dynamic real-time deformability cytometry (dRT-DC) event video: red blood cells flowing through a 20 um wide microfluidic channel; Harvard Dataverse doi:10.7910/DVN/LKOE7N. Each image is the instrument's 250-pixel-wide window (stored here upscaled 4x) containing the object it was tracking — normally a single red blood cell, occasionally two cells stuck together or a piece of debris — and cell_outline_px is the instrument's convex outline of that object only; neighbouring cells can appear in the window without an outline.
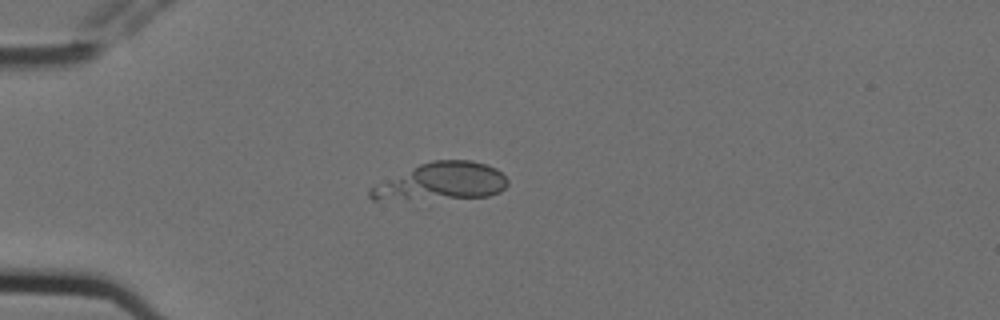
{"species": "Egyptian fruit bat (a non-hibernating species)", "species_latin": "Rousettus aegyptiacus", "temperature_condition": "cold", "stored_images_in_passage": 10, "camera_frame_rate_fps": 3000, "um_per_image_px": 0.085, "animal": {"sex": "female"}, "frame": {"image": 1, "passage_image": 4, "time_ms": 1.0, "image_size_px": [1000, 320], "cell_outline_px": [[508, 184], [500, 192], [488, 196], [408, 200], [372, 200], [368, 196], [368, 192], [372, 188], [420, 164], [432, 160], [472, 160], [496, 168], [508, 180]], "centroid_in_image_um": [37.56, 15.45], "position_along_channel_um": 47.4, "area_um2": 29.54}}
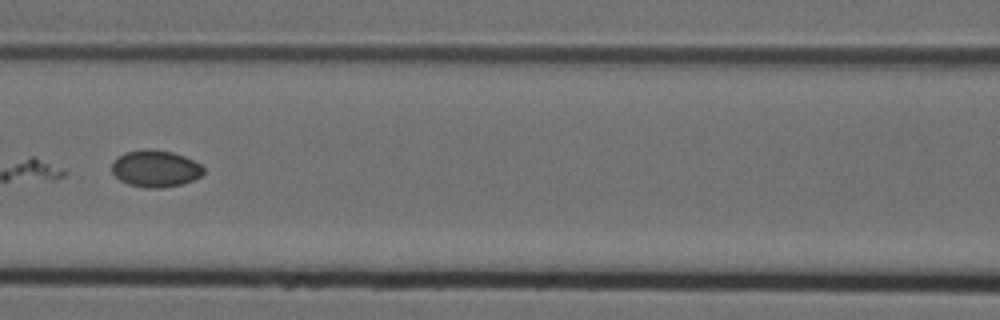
{"frame": {"image": 2, "passage_image": 7, "time_ms": 2.0, "image_size_px": [1000, 320], "cell_outline_px": [[204, 172], [200, 176], [192, 180], [180, 184], [164, 188], [144, 188], [128, 184], [120, 180], [112, 172], [112, 164], [120, 156], [128, 152], [172, 152], [184, 156], [200, 164], [204, 168]], "centroid_in_image_um": [13.24, 14.39], "position_along_channel_um": 153.4, "area_um2": 18.84}}
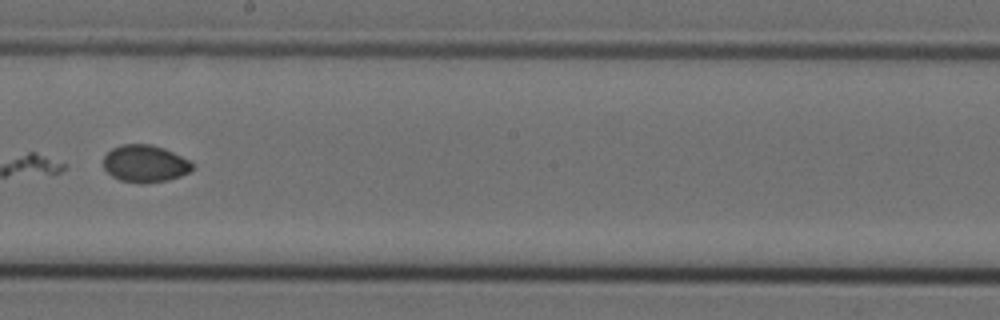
{"frame": {"image": 3, "passage_image": 9, "time_ms": 2.667, "image_size_px": [1000, 320], "cell_outline_px": [[192, 168], [188, 172], [180, 176], [168, 180], [140, 184], [120, 180], [112, 176], [104, 168], [104, 156], [112, 148], [124, 144], [152, 144], [164, 148], [188, 160], [192, 164]], "centroid_in_image_um": [12.3, 13.91], "position_along_channel_um": 235.9, "area_um2": 19.13}}